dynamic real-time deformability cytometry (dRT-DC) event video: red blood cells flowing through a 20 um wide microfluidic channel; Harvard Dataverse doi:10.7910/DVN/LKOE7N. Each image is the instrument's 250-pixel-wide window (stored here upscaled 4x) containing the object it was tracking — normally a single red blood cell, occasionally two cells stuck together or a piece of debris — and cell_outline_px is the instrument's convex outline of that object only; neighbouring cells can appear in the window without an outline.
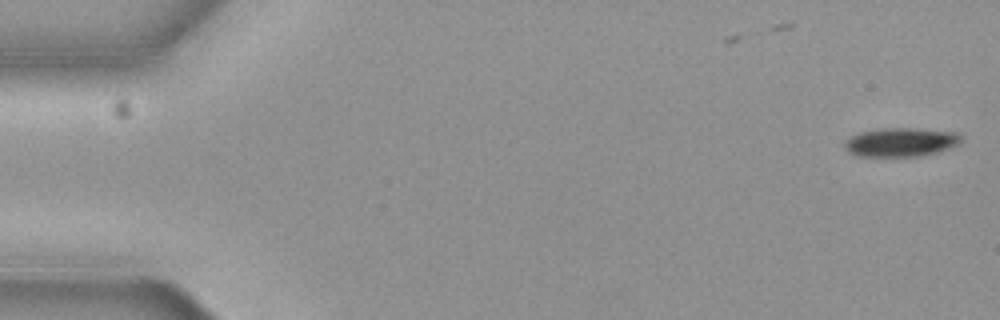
{"species": "common noctule bat (a hibernating species)", "species_latin": "Nyctalus noctula", "temperature_condition": "cold", "stored_images_in_passage": 11, "camera_frame_rate_fps": 3000, "um_per_image_px": 0.085, "animal": {"sex": "female", "body_mass_g": 19.3, "forearm_length_mm": 54.1}, "frame": {"image": 1, "passage_image": 1, "time_ms": 0.0, "image_size_px": [1000, 320], "cell_outline_px": [[964, 140], [960, 144], [952, 148], [920, 156], [860, 156], [848, 152], [844, 144], [844, 140], [860, 132], [876, 128], [916, 128], [960, 132]], "centroid_in_image_um": [76.64, 12.07], "position_along_channel_um": 8.4, "area_um2": 19.94}}
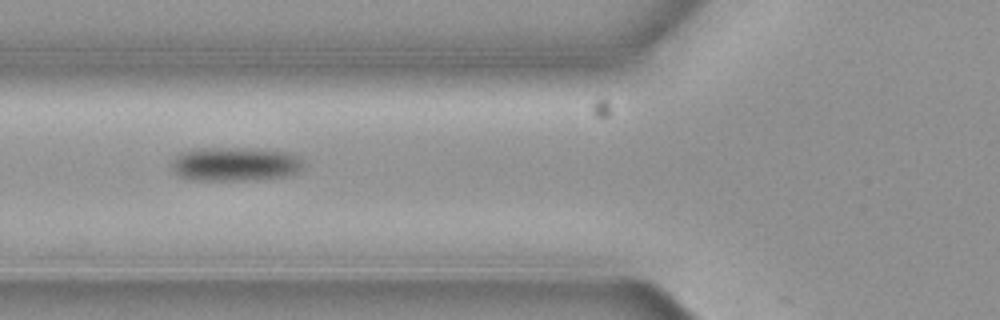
{"frame": {"image": 2, "passage_image": 6, "time_ms": 1.667, "image_size_px": [1000, 320], "cell_outline_px": [[304, 168], [296, 172], [284, 176], [252, 180], [192, 180], [180, 176], [172, 168], [172, 160], [180, 152], [192, 148], [248, 148], [288, 152], [300, 156], [304, 160]], "centroid_in_image_um": [20.0, 13.94], "position_along_channel_um": 105.8, "area_um2": 26.3}}
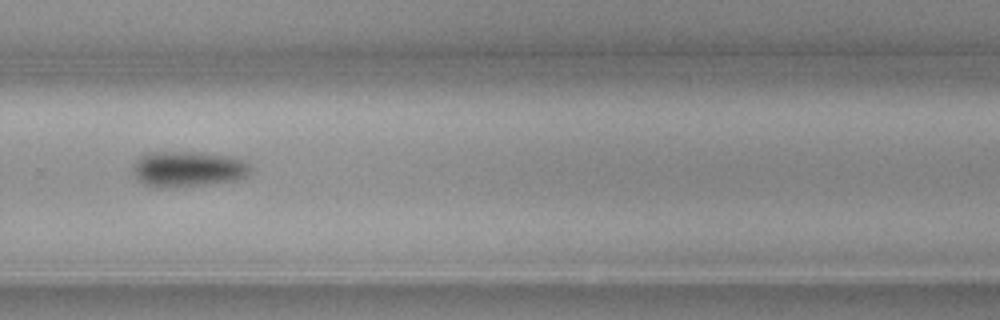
{"frame": {"image": 3, "passage_image": 11, "time_ms": 3.333, "image_size_px": [1000, 320], "cell_outline_px": [[252, 168], [244, 176], [236, 180], [160, 188], [144, 184], [136, 180], [132, 172], [132, 168], [136, 160], [140, 156], [148, 152], [192, 152], [228, 156], [244, 160]], "centroid_in_image_um": [15.9, 14.35], "position_along_channel_um": 313.9, "area_um2": 24.04}}